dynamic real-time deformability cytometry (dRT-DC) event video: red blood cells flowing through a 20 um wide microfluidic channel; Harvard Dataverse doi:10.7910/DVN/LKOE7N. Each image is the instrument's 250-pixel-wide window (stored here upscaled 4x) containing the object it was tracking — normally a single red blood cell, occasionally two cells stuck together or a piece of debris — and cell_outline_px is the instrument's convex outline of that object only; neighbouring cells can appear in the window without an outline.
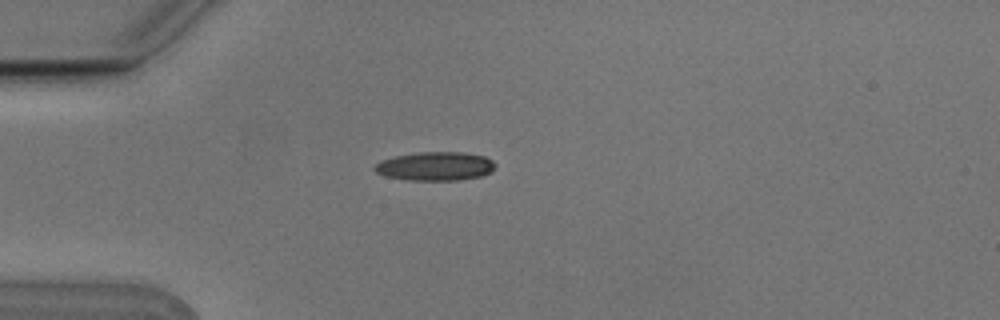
{"species": "Egyptian fruit bat (a non-hibernating species)", "species_latin": "Rousettus aegyptiacus", "temperature_condition": "cold", "stored_images_in_passage": 4, "camera_frame_rate_fps": 3000, "um_per_image_px": 0.085, "animal": {"sex": "male"}, "frame": {"image": 1, "passage_image": 3, "time_ms": 0.667, "image_size_px": [1000, 320], "cell_outline_px": [[496, 168], [492, 172], [480, 176], [460, 180], [408, 180], [384, 176], [376, 172], [372, 168], [380, 160], [396, 156], [416, 152], [464, 152], [484, 156], [492, 160], [496, 164]], "centroid_in_image_um": [37.01, 14.13], "position_along_channel_um": 48.0, "area_um2": 20.4}}